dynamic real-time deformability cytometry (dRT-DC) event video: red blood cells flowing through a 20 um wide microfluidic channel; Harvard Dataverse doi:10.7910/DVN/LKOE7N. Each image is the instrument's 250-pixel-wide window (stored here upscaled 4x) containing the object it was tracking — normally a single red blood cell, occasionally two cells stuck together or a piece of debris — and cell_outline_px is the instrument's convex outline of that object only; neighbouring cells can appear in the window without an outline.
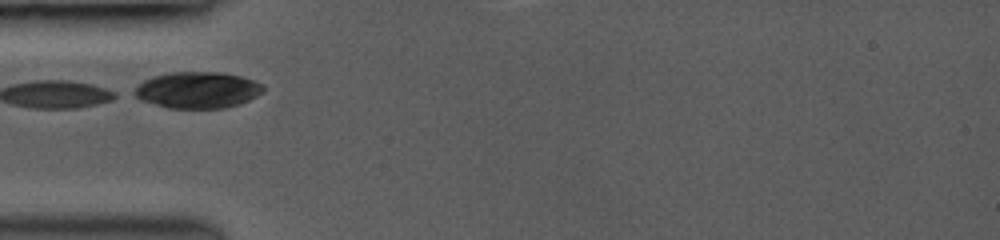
{"species": "common noctule bat (a hibernating species)", "species_latin": "Nyctalus noctula", "temperature_condition": "room temperature", "stored_images_in_passage": 25, "camera_frame_rate_fps": 3000, "um_per_image_px": 0.085, "animal": {"sex": "female", "body_mass_g": 19.0, "forearm_length_mm": 53.3}, "frame": {"image": 1, "passage_image": 4, "time_ms": 1.333, "image_size_px": [1000, 240], "cell_outline_px": [[264, 92], [240, 104], [224, 108], [168, 108], [140, 100], [132, 96], [128, 92], [144, 80], [152, 76], [168, 72], [220, 72], [240, 76], [264, 84]], "centroid_in_image_um": [16.73, 7.65], "position_along_channel_um": 68.3, "area_um2": 27.74}}